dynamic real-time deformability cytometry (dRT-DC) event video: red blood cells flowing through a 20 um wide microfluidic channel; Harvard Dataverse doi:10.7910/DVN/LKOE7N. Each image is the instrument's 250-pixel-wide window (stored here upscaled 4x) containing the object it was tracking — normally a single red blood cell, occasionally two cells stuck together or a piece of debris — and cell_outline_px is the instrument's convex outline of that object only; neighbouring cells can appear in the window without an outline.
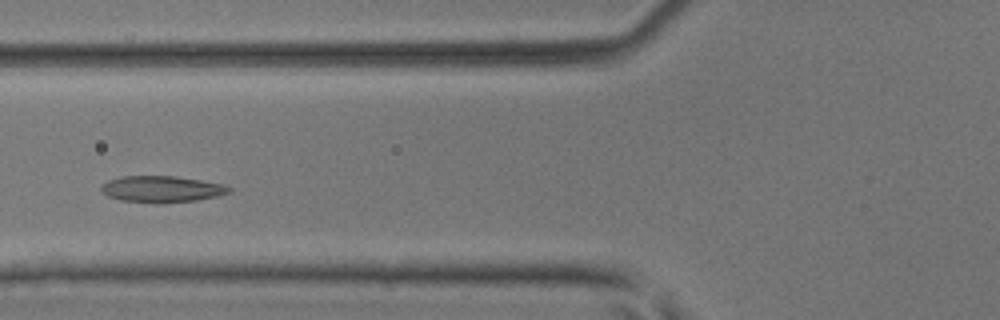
{"species": "common noctule bat (a hibernating species)", "species_latin": "Nyctalus noctula", "temperature_condition": "room temperature", "stored_images_in_passage": 41, "camera_frame_rate_fps": 3000, "um_per_image_px": 0.085, "animal": {"sex": "male", "body_mass_g": 17.9, "forearm_length_mm": 54.2}, "frame": {"image": 1, "passage_image": 12, "time_ms": 3.667, "image_size_px": [1000, 320], "cell_outline_px": [[232, 192], [220, 196], [196, 200], [156, 204], [120, 200], [108, 196], [100, 188], [108, 180], [120, 176], [176, 176], [224, 184], [232, 188]], "centroid_in_image_um": [13.79, 16.08], "position_along_channel_um": 112.0, "area_um2": 19.88}}
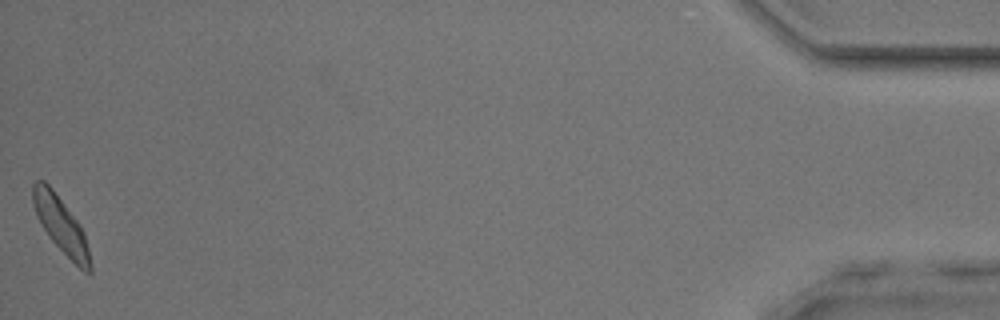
{"frame": {"image": 2, "passage_image": 41, "time_ms": 13.333, "image_size_px": [1000, 320], "cell_outline_px": [[92, 272], [84, 272], [48, 236], [36, 216], [32, 200], [32, 184], [36, 180], [44, 180], [52, 188], [80, 224], [84, 232], [92, 264]], "centroid_in_image_um": [5.17, 19.1], "position_along_channel_um": 430.0, "area_um2": 18.5}}